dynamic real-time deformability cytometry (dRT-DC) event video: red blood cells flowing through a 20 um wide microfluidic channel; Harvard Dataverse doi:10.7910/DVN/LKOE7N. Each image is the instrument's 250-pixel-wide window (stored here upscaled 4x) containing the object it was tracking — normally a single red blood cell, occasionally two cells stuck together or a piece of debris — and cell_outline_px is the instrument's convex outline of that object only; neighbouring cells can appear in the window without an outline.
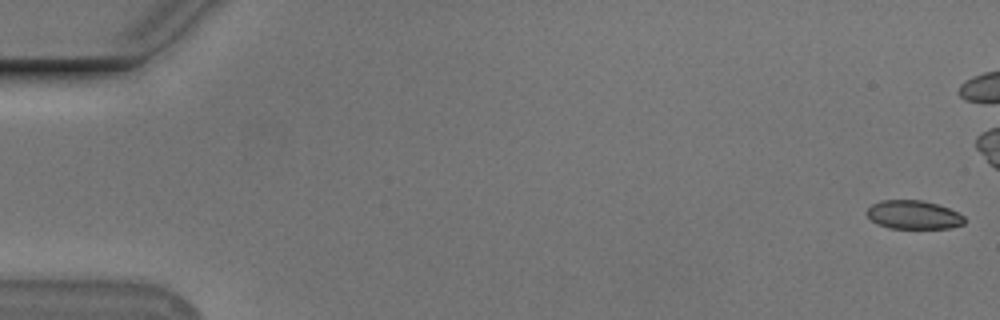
{"species": "Egyptian fruit bat (a non-hibernating species)", "species_latin": "Rousettus aegyptiacus", "temperature_condition": "cold", "stored_images_in_passage": 56, "camera_frame_rate_fps": 3000, "um_per_image_px": 0.085, "animal": {"sex": "male"}, "frame": {"image": 1, "passage_image": 1, "time_ms": 0.0, "image_size_px": [1000, 320], "cell_outline_px": [[968, 220], [964, 224], [948, 228], [888, 228], [876, 224], [864, 212], [872, 204], [880, 200], [920, 200], [936, 204], [948, 208], [964, 216]], "centroid_in_image_um": [77.63, 18.26], "position_along_channel_um": 7.4, "area_um2": 16.36}}
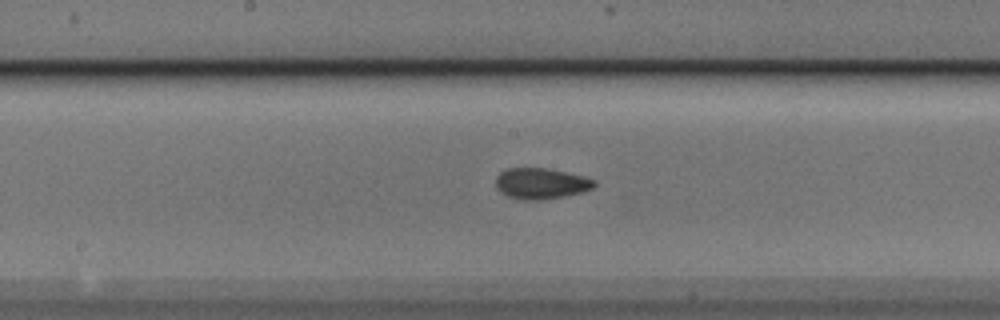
{"frame": {"image": 2, "passage_image": 29, "time_ms": 9.333, "image_size_px": [1000, 320], "cell_outline_px": [[596, 184], [592, 188], [580, 192], [564, 196], [544, 200], [520, 200], [508, 196], [500, 192], [496, 188], [496, 176], [500, 172], [508, 168], [548, 168], [584, 176], [596, 180]], "centroid_in_image_um": [45.96, 15.6], "position_along_channel_um": 202.2, "area_um2": 17.86}}
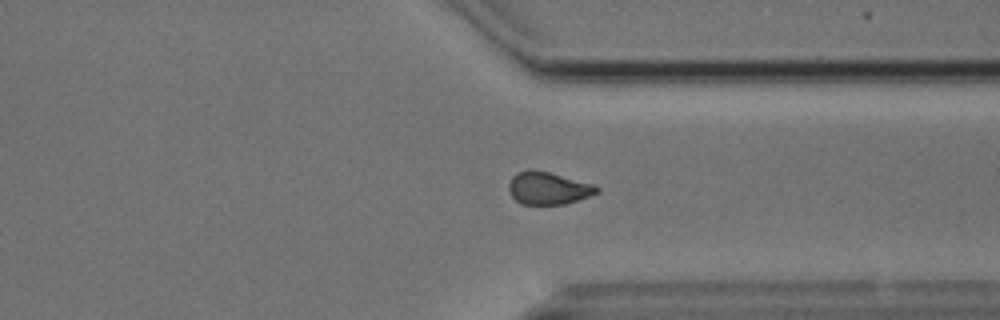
{"frame": {"image": 3, "passage_image": 42, "time_ms": 13.667, "image_size_px": [1000, 320], "cell_outline_px": [[600, 188], [596, 192], [588, 196], [564, 204], [520, 204], [512, 196], [508, 188], [508, 184], [512, 176], [516, 172], [528, 168], [548, 172], [596, 184]], "centroid_in_image_um": [46.56, 15.97], "position_along_channel_um": 364.8, "area_um2": 16.7}, "authors_computed_cell_mechanics": {"area_um2": 17.1377, "velocity_mm_per_s": 3.7568, "shape_relaxation_time_tau1_ms": 3.6119, "shape_relaxation_time_tau2_ms": 1.6636, "deformation_change_tau1": 0.1105, "deformation_change_tau2": 0.0723}}